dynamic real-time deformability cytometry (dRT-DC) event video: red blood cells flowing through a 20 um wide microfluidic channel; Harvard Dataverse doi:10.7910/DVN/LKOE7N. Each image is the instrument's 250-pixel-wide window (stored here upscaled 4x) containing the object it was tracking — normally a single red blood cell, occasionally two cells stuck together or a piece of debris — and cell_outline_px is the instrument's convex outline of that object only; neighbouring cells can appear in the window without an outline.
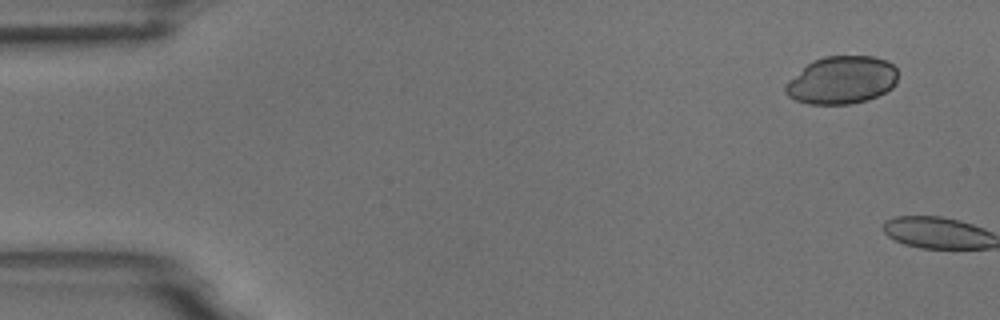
{"species": "common noctule bat (a hibernating species)", "species_latin": "Nyctalus noctula", "temperature_condition": "room temperature", "stored_images_in_passage": 2, "camera_frame_rate_fps": 3000, "um_per_image_px": 0.085, "animal": {"sex": "male", "body_mass_g": 18.8}, "frame": {"image": 1, "passage_image": 1, "time_ms": 0.0, "image_size_px": [1000, 320], "cell_outline_px": [[896, 84], [892, 88], [868, 100], [848, 104], [808, 104], [796, 100], [788, 96], [784, 92], [784, 88], [788, 80], [812, 60], [824, 56], [872, 56], [888, 60], [896, 68]], "centroid_in_image_um": [71.53, 6.8], "position_along_channel_um": 13.5, "area_um2": 31.39}}